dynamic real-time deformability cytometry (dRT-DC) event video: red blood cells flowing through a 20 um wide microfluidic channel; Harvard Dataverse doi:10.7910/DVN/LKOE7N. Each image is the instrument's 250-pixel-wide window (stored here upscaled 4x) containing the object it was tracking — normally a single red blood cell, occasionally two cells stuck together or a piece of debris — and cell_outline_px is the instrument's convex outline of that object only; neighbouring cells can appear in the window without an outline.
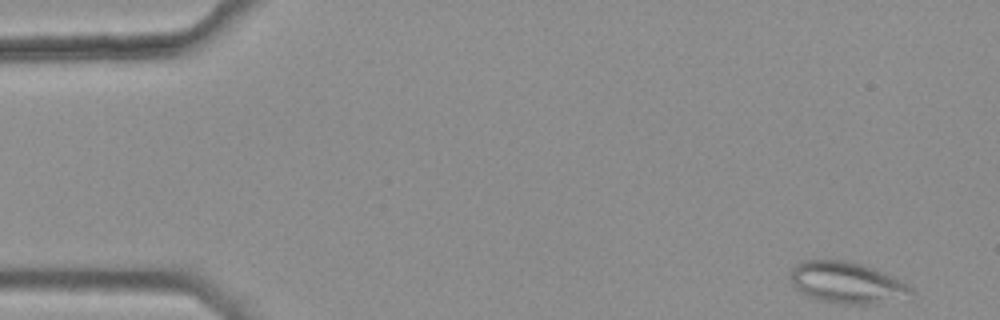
{"species": "common noctule bat (a hibernating species)", "species_latin": "Nyctalus noctula", "temperature_condition": "warm", "stored_images_in_passage": 42, "camera_frame_rate_fps": 3000, "um_per_image_px": 0.085, "animal": {"sex": "female", "body_mass_g": 25.1}, "frame": {"image": 1, "passage_image": 1, "time_ms": 0.0, "image_size_px": [1000, 320], "cell_outline_px": [[916, 292], [912, 300], [868, 304], [840, 304], [820, 300], [808, 296], [796, 288], [792, 284], [788, 276], [788, 272], [792, 268], [804, 260], [848, 260], [864, 264], [912, 288]], "centroid_in_image_um": [72.01, 24.05], "position_along_channel_um": 13.0, "area_um2": 29.48}}
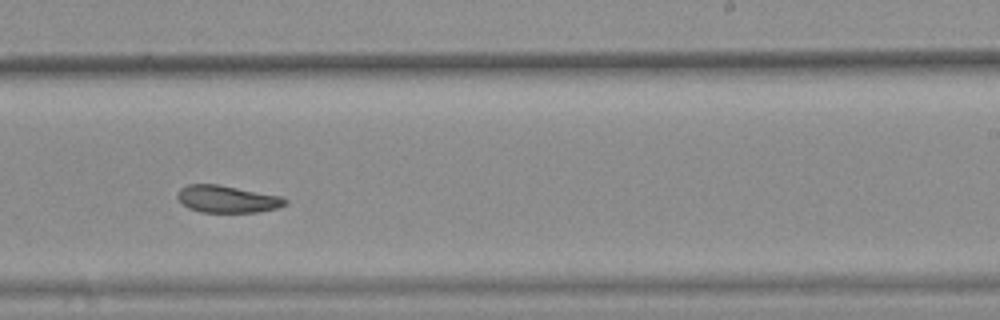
{"frame": {"image": 2, "passage_image": 31, "time_ms": 10.0, "image_size_px": [1000, 320], "cell_outline_px": [[288, 204], [276, 208], [260, 212], [200, 212], [188, 208], [180, 204], [176, 196], [176, 192], [180, 188], [188, 184], [216, 184], [280, 196], [288, 200]], "centroid_in_image_um": [19.26, 16.93], "position_along_channel_um": 269.7, "area_um2": 17.17}}
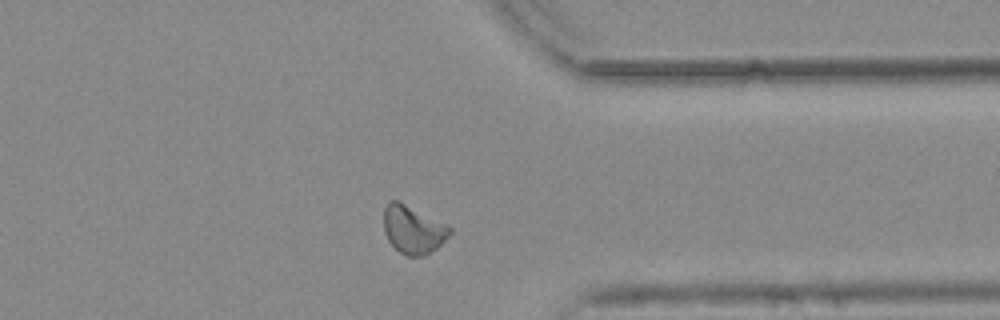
{"frame": {"image": 3, "passage_image": 40, "time_ms": 13.0, "image_size_px": [1000, 320], "cell_outline_px": [[452, 232], [436, 248], [424, 256], [408, 256], [400, 252], [388, 240], [384, 232], [384, 208], [392, 200], [396, 200], [448, 224], [452, 228]], "centroid_in_image_um": [35.12, 19.52], "position_along_channel_um": 376.3, "area_um2": 18.26}, "authors_computed_cell_mechanics": {"area_um2": 18.3226, "velocity_mm_per_s": 3.7346, "shape_relaxation_time_tau1_ms": null, "shape_relaxation_time_tau2_ms": 9.1485, "deformation_change_tau1": null, "deformation_change_tau2": 0.1381}}